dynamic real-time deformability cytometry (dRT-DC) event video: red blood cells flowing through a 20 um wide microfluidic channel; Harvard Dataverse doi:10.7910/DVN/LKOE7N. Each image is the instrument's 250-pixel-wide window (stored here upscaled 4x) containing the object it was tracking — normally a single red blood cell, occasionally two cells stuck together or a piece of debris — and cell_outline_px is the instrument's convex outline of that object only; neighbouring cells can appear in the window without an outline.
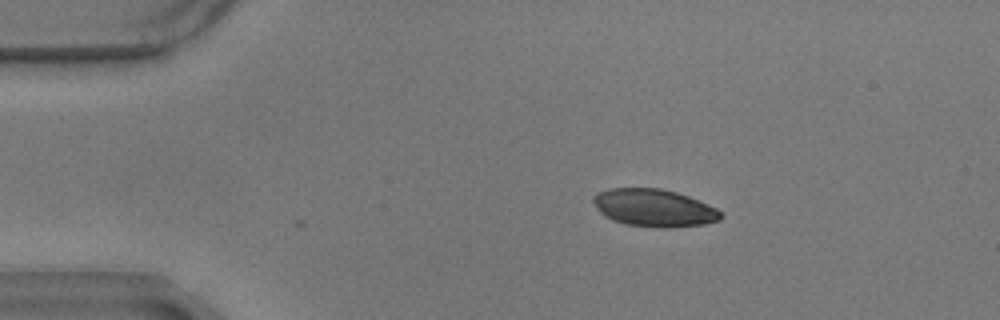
{"species": "common noctule bat (a hibernating species)", "species_latin": "Nyctalus noctula", "temperature_condition": "warm", "stored_images_in_passage": 2, "camera_frame_rate_fps": 3000, "um_per_image_px": 0.085, "animal": {"sex": "male", "body_mass_g": 17.9}, "frame": {"image": 1, "passage_image": 1, "time_ms": 0.0, "image_size_px": [1000, 320], "cell_outline_px": [[724, 216], [720, 220], [704, 224], [672, 228], [664, 228], [624, 224], [612, 220], [604, 216], [596, 208], [592, 200], [592, 196], [596, 192], [608, 188], [660, 188], [676, 192], [688, 196], [716, 208]], "centroid_in_image_um": [55.56, 17.67], "position_along_channel_um": 29.4, "area_um2": 28.09}}